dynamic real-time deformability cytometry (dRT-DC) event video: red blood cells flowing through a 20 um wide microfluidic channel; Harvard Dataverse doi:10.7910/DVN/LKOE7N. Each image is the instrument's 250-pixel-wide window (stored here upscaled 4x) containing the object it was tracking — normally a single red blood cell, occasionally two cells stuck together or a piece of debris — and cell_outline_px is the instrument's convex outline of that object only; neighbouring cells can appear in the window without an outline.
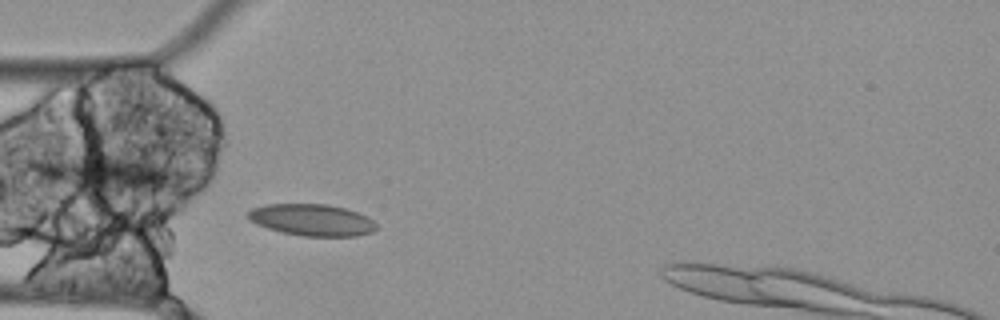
{"species": "Egyptian fruit bat (a non-hibernating species)", "species_latin": "Rousettus aegyptiacus", "temperature_condition": "cold", "stored_images_in_passage": 5, "camera_frame_rate_fps": 3000, "um_per_image_px": 0.085, "animal": {"sex": "female"}, "frame": {"image": 1, "passage_image": 5, "time_ms": 1.333, "image_size_px": [1000, 320], "cell_outline_px": [[376, 228], [372, 232], [356, 236], [300, 236], [280, 232], [256, 224], [248, 220], [248, 212], [252, 208], [264, 204], [324, 204], [344, 208], [356, 212], [372, 220], [376, 224]], "centroid_in_image_um": [26.46, 18.7], "position_along_channel_um": 58.5, "area_um2": 23.64}}